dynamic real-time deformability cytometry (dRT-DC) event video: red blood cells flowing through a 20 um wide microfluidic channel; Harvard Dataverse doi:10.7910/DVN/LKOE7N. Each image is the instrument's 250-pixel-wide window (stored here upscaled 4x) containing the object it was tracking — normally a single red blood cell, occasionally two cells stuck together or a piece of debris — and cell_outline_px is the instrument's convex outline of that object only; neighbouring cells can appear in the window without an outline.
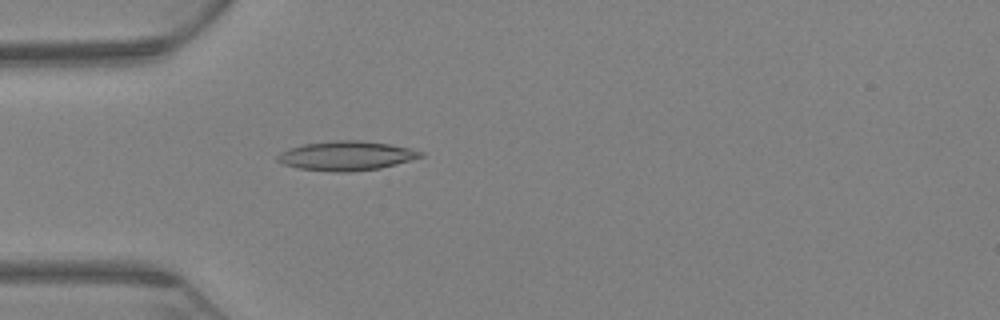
{"species": "Egyptian fruit bat (a non-hibernating species)", "species_latin": "Rousettus aegyptiacus", "temperature_condition": "warm", "stored_images_in_passage": 68, "camera_frame_rate_fps": 3000, "um_per_image_px": 0.085, "animal": {"sex": "female"}, "frame": {"image": 1, "passage_image": 21, "time_ms": 6.667, "image_size_px": [1000, 320], "cell_outline_px": [[424, 156], [396, 164], [380, 168], [348, 172], [336, 172], [300, 168], [284, 164], [276, 160], [276, 156], [280, 152], [288, 148], [304, 144], [336, 140], [360, 140], [388, 144], [412, 148], [424, 152]], "centroid_in_image_um": [29.45, 13.23], "position_along_channel_um": 55.6, "area_um2": 24.39}}
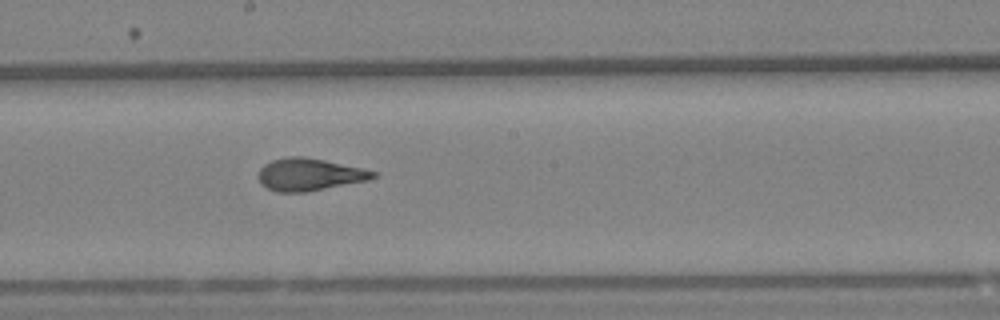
{"frame": {"image": 2, "passage_image": 38, "time_ms": 12.333, "image_size_px": [1000, 320], "cell_outline_px": [[380, 176], [368, 180], [304, 192], [276, 192], [268, 188], [256, 176], [260, 168], [264, 164], [272, 160], [288, 156], [304, 156], [324, 160], [360, 168], [376, 172]], "centroid_in_image_um": [26.27, 14.82], "position_along_channel_um": 221.9, "area_um2": 21.44}}
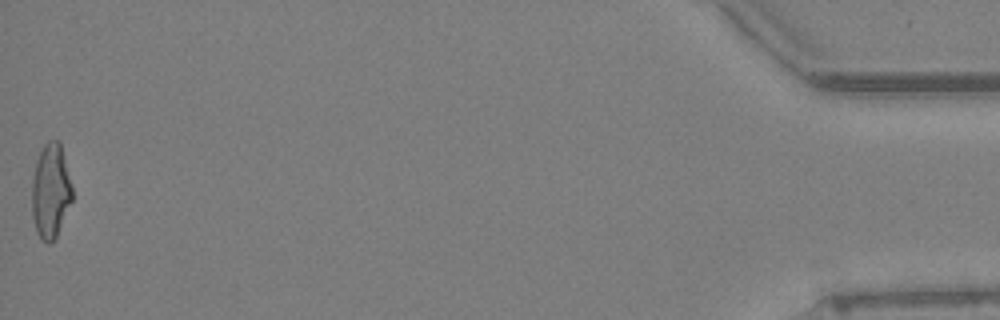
{"frame": {"image": 3, "passage_image": 68, "time_ms": 22.333, "image_size_px": [1000, 320], "cell_outline_px": [[72, 200], [56, 236], [48, 244], [36, 232], [32, 216], [32, 176], [36, 160], [44, 144], [48, 140], [60, 140], [72, 184]], "centroid_in_image_um": [4.3, 16.18], "position_along_channel_um": 430.9, "area_um2": 22.25}, "authors_computed_cell_mechanics": {"area_um2": 22.253, "velocity_mm_per_s": 3.0552, "shape_relaxation_time_tau1_ms": 6.733, "shape_relaxation_time_tau2_ms": 1.3893, "deformation_change_tau1": 0.2385, "deformation_change_tau2": 0.1037}}